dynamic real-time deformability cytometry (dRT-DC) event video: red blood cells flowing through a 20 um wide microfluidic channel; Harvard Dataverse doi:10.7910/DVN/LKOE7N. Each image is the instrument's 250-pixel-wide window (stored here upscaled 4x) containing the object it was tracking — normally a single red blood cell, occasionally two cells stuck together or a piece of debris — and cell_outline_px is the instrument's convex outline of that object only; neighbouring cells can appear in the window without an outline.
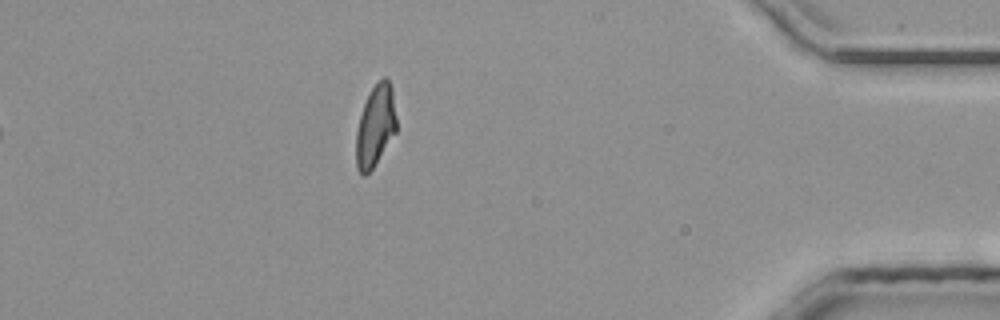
{"species": "common noctule bat (a hibernating species)", "species_latin": "Nyctalus noctula", "temperature_condition": "room temperature", "stored_images_in_passage": 40, "camera_frame_rate_fps": 3000, "um_per_image_px": 0.085, "animal": {"sex": "male", "body_mass_g": 20.4}, "frame": {"image": 1, "passage_image": 40, "time_ms": 13.0, "image_size_px": [1000, 320], "cell_outline_px": [[396, 132], [372, 168], [364, 176], [356, 168], [356, 132], [360, 116], [364, 104], [372, 88], [384, 76], [388, 80], [392, 88], [396, 116]], "centroid_in_image_um": [31.91, 10.7], "position_along_channel_um": 403.3, "area_um2": 18.84}}